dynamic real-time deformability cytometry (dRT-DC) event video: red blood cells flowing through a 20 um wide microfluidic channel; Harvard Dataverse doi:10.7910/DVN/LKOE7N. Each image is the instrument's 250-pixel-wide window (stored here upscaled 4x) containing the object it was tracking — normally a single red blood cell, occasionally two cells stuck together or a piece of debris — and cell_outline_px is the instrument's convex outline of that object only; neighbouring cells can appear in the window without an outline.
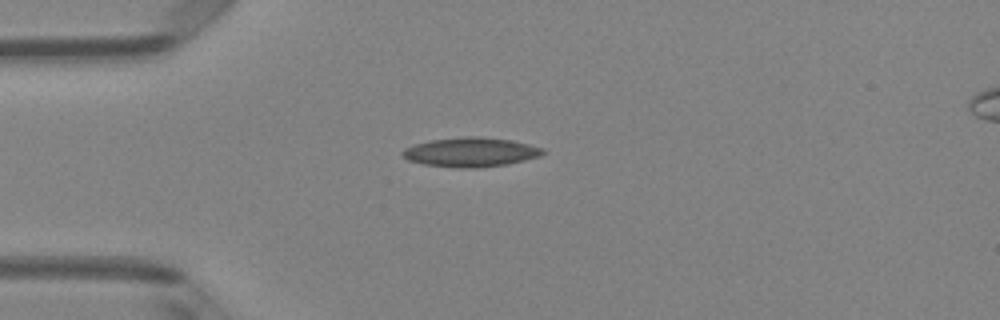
{"species": "Egyptian fruit bat (a non-hibernating species)", "species_latin": "Rousettus aegyptiacus", "temperature_condition": "room temperature", "stored_images_in_passage": 2, "camera_frame_rate_fps": 3000, "um_per_image_px": 0.085, "animal": {"sex": "female"}, "frame": {"image": 1, "passage_image": 1, "time_ms": 0.0, "image_size_px": [1000, 320], "cell_outline_px": [[548, 152], [540, 156], [508, 164], [476, 168], [460, 168], [424, 164], [408, 160], [400, 156], [400, 152], [404, 148], [416, 144], [432, 140], [464, 136], [480, 136], [512, 140], [544, 148]], "centroid_in_image_um": [40.02, 12.93], "position_along_channel_um": 45.0, "area_um2": 24.16}}